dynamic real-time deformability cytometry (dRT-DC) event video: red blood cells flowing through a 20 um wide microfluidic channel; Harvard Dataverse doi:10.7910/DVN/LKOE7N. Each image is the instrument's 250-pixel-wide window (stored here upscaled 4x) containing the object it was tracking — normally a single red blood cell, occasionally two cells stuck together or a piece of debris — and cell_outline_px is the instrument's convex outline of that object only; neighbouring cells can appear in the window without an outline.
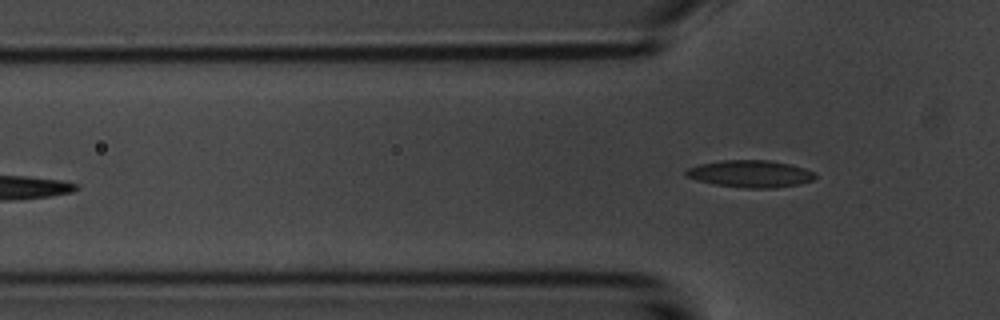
{"species": "common noctule bat (a hibernating species)", "species_latin": "Nyctalus noctula", "temperature_condition": "room temperature", "stored_images_in_passage": 5, "camera_frame_rate_fps": 3000, "um_per_image_px": 0.085, "animal": {"sex": "male", "body_mass_g": 20.1, "forearm_length_mm": 53.5}, "frame": {"image": 1, "passage_image": 5, "time_ms": 4.667, "image_size_px": [1000, 320], "cell_outline_px": [[816, 176], [812, 180], [800, 184], [772, 188], [744, 188], [716, 184], [696, 180], [684, 176], [684, 172], [688, 168], [696, 164], [720, 160], [772, 160], [792, 164], [816, 172]], "centroid_in_image_um": [63.77, 14.76], "position_along_channel_um": 62.0, "area_um2": 20.69}}